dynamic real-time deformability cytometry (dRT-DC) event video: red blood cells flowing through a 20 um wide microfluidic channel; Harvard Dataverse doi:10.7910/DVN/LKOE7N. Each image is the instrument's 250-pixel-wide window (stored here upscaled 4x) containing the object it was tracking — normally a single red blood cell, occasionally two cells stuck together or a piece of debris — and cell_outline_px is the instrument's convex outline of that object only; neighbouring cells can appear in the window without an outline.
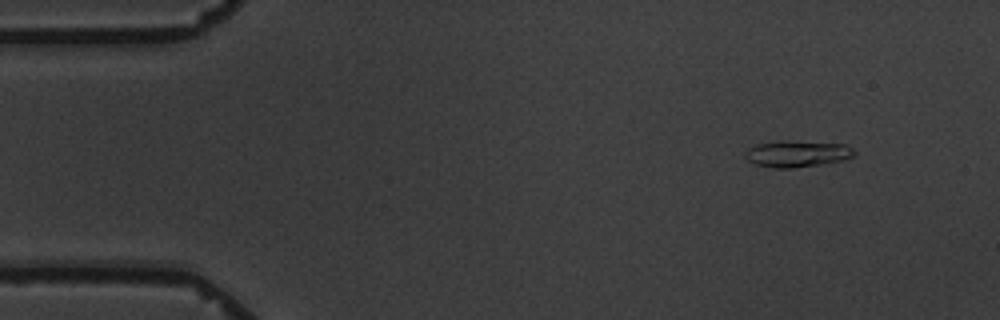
{"species": "common noctule bat (a hibernating species)", "species_latin": "Nyctalus noctula", "temperature_condition": "warm", "stored_images_in_passage": 4, "camera_frame_rate_fps": 3000, "um_per_image_px": 0.085, "animal": {"sex": "male", "body_mass_g": 19.5, "forearm_length_mm": 54.6}, "frame": {"image": 1, "passage_image": 1, "time_ms": 0.0, "image_size_px": [1000, 320], "cell_outline_px": [[856, 152], [852, 156], [844, 160], [820, 164], [792, 168], [776, 168], [756, 164], [748, 160], [744, 156], [744, 152], [748, 148], [756, 144], [780, 140], [784, 140], [844, 144], [852, 148]], "centroid_in_image_um": [67.73, 13.06], "position_along_channel_um": 17.3, "area_um2": 16.82}}